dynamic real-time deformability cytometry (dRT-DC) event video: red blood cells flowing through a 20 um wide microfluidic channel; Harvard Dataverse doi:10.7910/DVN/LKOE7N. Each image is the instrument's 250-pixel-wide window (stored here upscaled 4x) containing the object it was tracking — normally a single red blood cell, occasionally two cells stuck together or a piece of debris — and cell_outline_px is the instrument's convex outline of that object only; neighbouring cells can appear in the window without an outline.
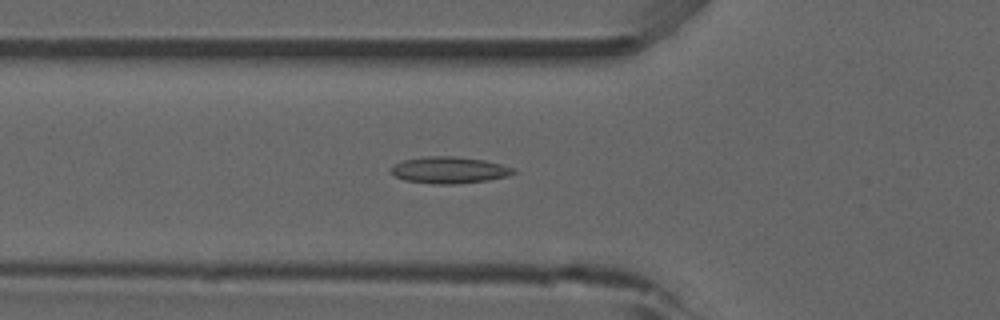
{"species": "common noctule bat (a hibernating species)", "species_latin": "Nyctalus noctula", "temperature_condition": "room temperature", "stored_images_in_passage": 52, "camera_frame_rate_fps": 3000, "um_per_image_px": 0.085, "animal": {"sex": "male", "forearm_length_mm": 52.5}, "frame": {"image": 1, "passage_image": 18, "time_ms": 5.667, "image_size_px": [1000, 320], "cell_outline_px": [[516, 172], [508, 176], [488, 180], [452, 184], [436, 184], [404, 180], [396, 176], [392, 172], [392, 168], [396, 164], [404, 160], [424, 156], [452, 156], [484, 160], [516, 168]], "centroid_in_image_um": [38.23, 14.45], "position_along_channel_um": 87.6, "area_um2": 18.79}}
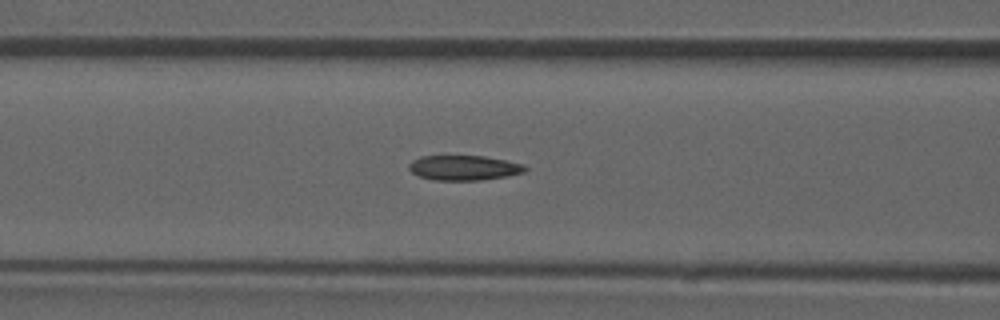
{"frame": {"image": 2, "passage_image": 21, "time_ms": 6.667, "image_size_px": [1000, 320], "cell_outline_px": [[528, 168], [524, 172], [508, 176], [484, 180], [436, 180], [420, 176], [412, 172], [408, 168], [408, 164], [412, 160], [420, 156], [484, 156], [524, 164]], "centroid_in_image_um": [39.44, 14.26], "position_along_channel_um": 127.2, "area_um2": 16.88}}
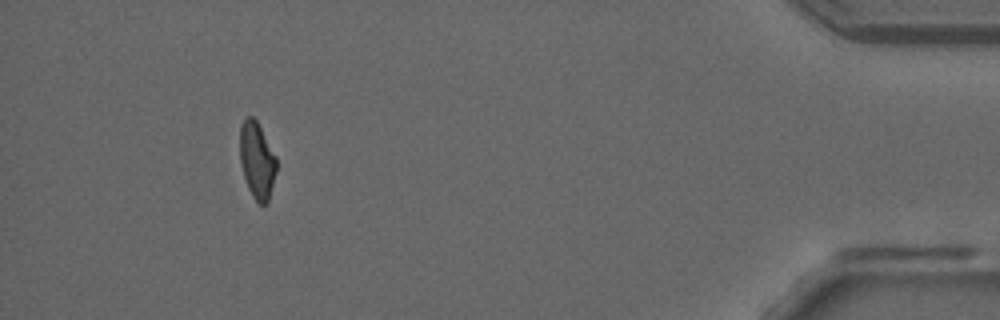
{"frame": {"image": 3, "passage_image": 48, "time_ms": 15.667, "image_size_px": [1000, 320], "cell_outline_px": [[276, 172], [268, 204], [260, 204], [252, 196], [248, 188], [244, 176], [240, 160], [240, 124], [248, 116], [252, 116], [256, 120], [276, 156]], "centroid_in_image_um": [21.84, 13.64], "position_along_channel_um": 413.4, "area_um2": 16.24}, "authors_computed_cell_mechanics": {"area_um2": 17.34, "velocity_mm_per_s": 3.9164, "shape_relaxation_time_tau1_ms": null, "shape_relaxation_time_tau2_ms": 3.0178, "deformation_change_tau1": null, "deformation_change_tau2": 0.1067}}